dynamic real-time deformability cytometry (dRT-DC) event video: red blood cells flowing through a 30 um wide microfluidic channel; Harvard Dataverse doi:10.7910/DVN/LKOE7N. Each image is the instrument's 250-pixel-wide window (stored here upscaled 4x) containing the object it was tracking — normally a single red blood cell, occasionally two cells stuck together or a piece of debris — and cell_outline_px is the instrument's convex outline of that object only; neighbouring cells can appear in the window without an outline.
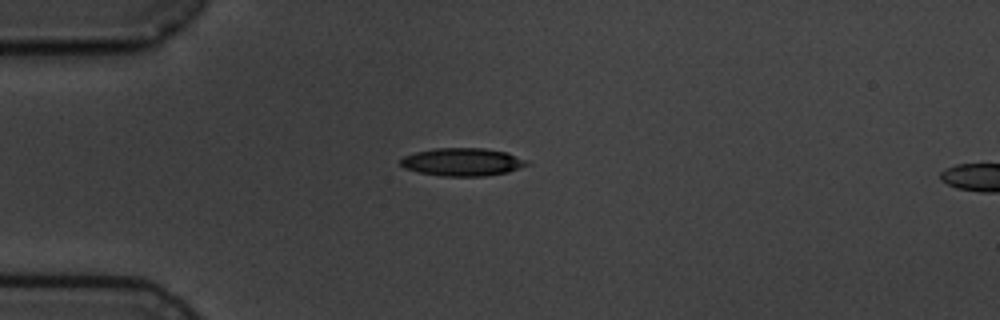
{"species": "common noctule bat (a hibernating species)", "species_latin": "Nyctalus noctula", "temperature_condition": "cold", "stored_images_in_passage": 2, "camera_frame_rate_fps": 3000, "um_per_image_px": 0.085, "animal": {"sex": "male", "body_mass_g": 19.5, "forearm_length_mm": 54.6}, "frame": {"image": 1, "passage_image": 1, "time_ms": 0.0, "image_size_px": [1000, 320], "cell_outline_px": [[532, 164], [508, 172], [484, 176], [440, 176], [420, 172], [404, 168], [400, 164], [400, 160], [404, 156], [416, 152], [436, 148], [484, 148], [508, 152], [528, 160]], "centroid_in_image_um": [39.36, 13.76], "position_along_channel_um": 45.6, "area_um2": 20.69}}